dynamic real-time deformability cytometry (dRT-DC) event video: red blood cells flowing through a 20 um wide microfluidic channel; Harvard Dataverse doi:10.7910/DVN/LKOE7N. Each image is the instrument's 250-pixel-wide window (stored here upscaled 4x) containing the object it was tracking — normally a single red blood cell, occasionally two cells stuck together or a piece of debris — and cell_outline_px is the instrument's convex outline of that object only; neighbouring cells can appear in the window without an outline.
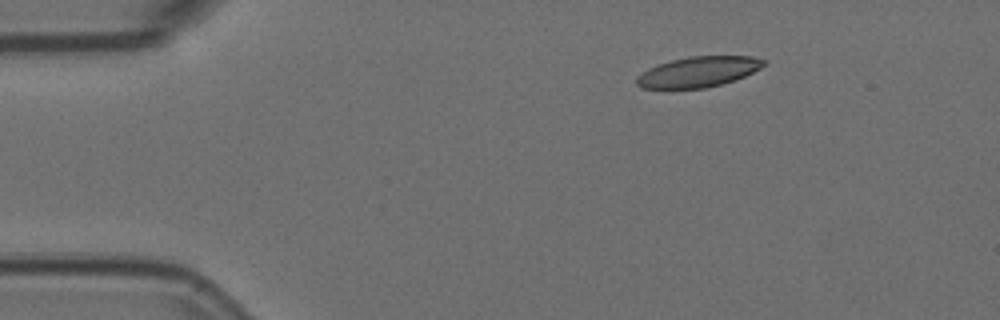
{"species": "Egyptian fruit bat (a non-hibernating species)", "species_latin": "Rousettus aegyptiacus", "temperature_condition": "room temperature", "stored_images_in_passage": 5, "camera_frame_rate_fps": 3000, "um_per_image_px": 0.085, "animal": {"sex": "female"}, "frame": {"image": 1, "passage_image": 1, "time_ms": 0.0, "image_size_px": [1000, 320], "cell_outline_px": [[768, 64], [736, 80], [704, 88], [640, 88], [636, 84], [636, 76], [640, 72], [648, 68], [672, 60], [688, 56], [752, 56], [768, 60]], "centroid_in_image_um": [59.37, 6.1], "position_along_channel_um": 25.6, "area_um2": 22.66}}
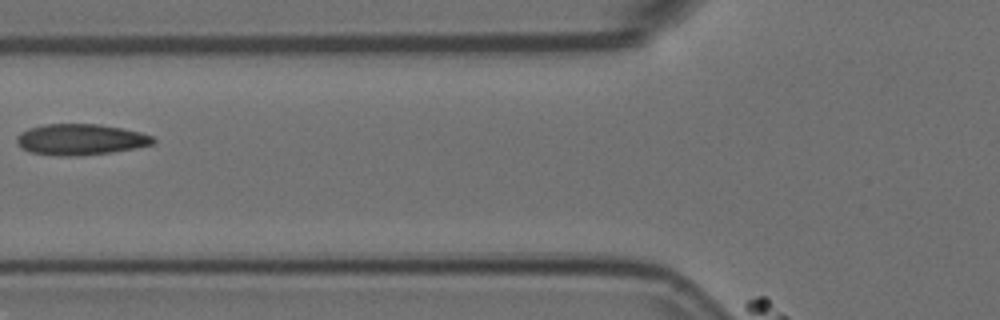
{"frame": {"image": 2, "passage_image": 4, "time_ms": 1.0, "image_size_px": [1000, 320], "cell_outline_px": [[156, 140], [152, 144], [136, 148], [112, 152], [76, 156], [60, 156], [32, 152], [24, 148], [16, 140], [16, 136], [20, 132], [28, 128], [44, 124], [96, 124], [120, 128], [140, 132], [152, 136]], "centroid_in_image_um": [6.85, 11.85], "position_along_channel_um": 119.0, "area_um2": 24.45}}
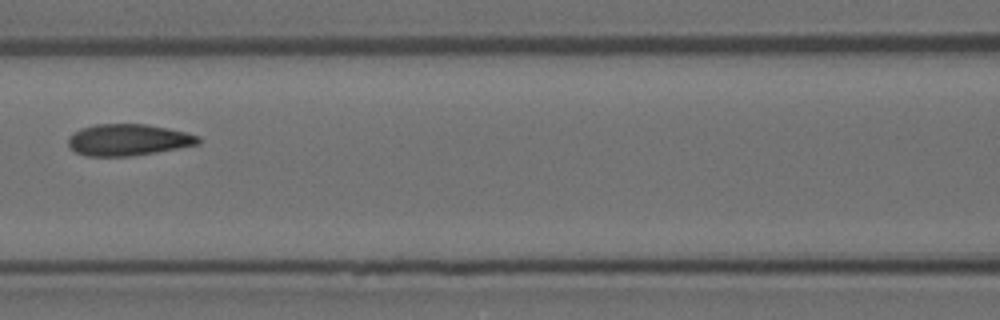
{"frame": {"image": 3, "passage_image": 5, "time_ms": 1.333, "image_size_px": [1000, 320], "cell_outline_px": [[200, 144], [156, 152], [132, 156], [88, 156], [76, 152], [68, 144], [68, 136], [80, 128], [96, 124], [148, 124], [168, 128], [200, 136]], "centroid_in_image_um": [10.89, 11.88], "position_along_channel_um": 155.7, "area_um2": 23.93}}